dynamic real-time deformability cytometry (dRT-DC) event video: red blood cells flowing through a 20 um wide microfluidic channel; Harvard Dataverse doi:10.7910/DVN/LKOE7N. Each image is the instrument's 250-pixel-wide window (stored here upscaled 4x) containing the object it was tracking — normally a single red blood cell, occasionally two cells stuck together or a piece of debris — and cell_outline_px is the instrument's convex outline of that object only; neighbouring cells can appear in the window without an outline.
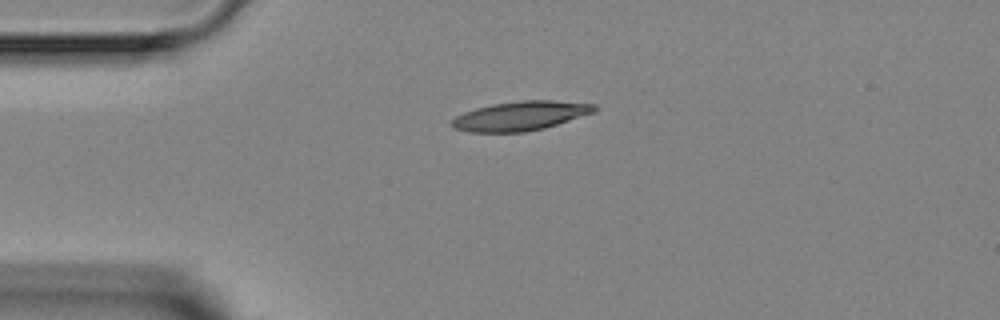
{"species": "Egyptian fruit bat (a non-hibernating species)", "species_latin": "Rousettus aegyptiacus", "temperature_condition": "room temperature", "stored_images_in_passage": 3, "camera_frame_rate_fps": 3000, "um_per_image_px": 0.085, "animal": {"sex": "female"}, "frame": {"image": 1, "passage_image": 1, "time_ms": 0.0, "image_size_px": [1000, 320], "cell_outline_px": [[596, 112], [544, 128], [524, 132], [468, 132], [456, 128], [452, 124], [452, 120], [456, 116], [464, 112], [476, 108], [492, 104], [520, 100], [556, 100], [596, 104]], "centroid_in_image_um": [44.28, 9.84], "position_along_channel_um": 40.7, "area_um2": 24.28}}
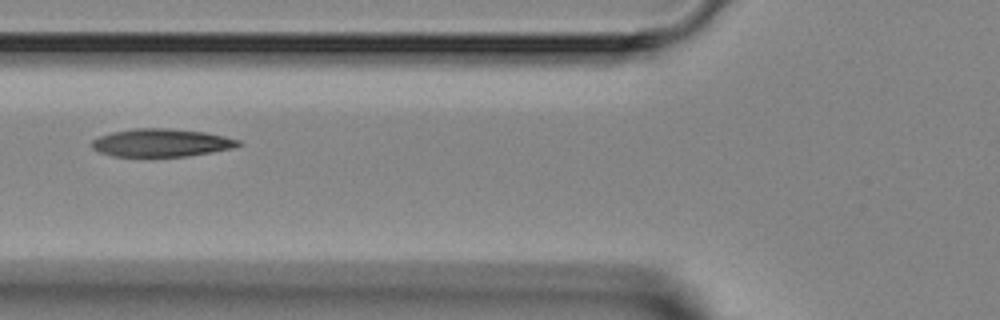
{"frame": {"image": 2, "passage_image": 3, "time_ms": 2.333, "image_size_px": [1000, 320], "cell_outline_px": [[244, 144], [232, 148], [212, 152], [188, 156], [112, 156], [100, 152], [92, 148], [92, 140], [100, 136], [112, 132], [136, 128], [164, 128], [204, 132], [224, 136], [240, 140]], "centroid_in_image_um": [13.73, 12.13], "position_along_channel_um": 112.1, "area_um2": 23.7}}